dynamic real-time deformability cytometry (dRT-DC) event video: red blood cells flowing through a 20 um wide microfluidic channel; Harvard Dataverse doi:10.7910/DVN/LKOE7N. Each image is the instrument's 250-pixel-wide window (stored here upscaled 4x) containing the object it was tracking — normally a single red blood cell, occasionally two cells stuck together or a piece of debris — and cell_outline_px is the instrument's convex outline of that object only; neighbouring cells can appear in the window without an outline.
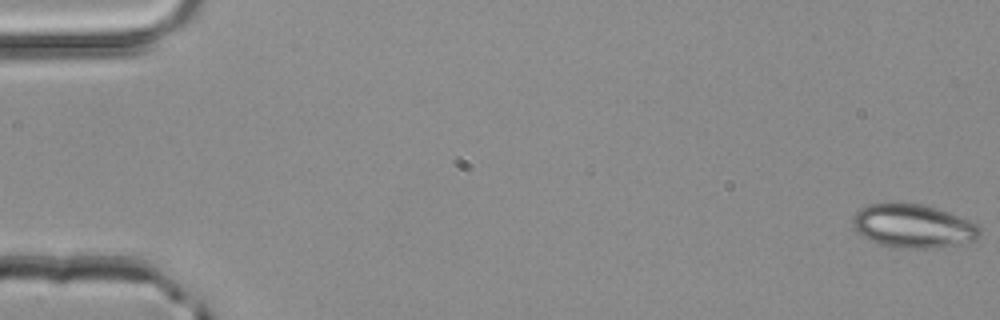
{"species": "common noctule bat (a hibernating species)", "species_latin": "Nyctalus noctula", "temperature_condition": "room temperature", "stored_images_in_passage": 5, "segment_of_instrument_passage": [1, 2], "camera_frame_rate_fps": 3000, "um_per_image_px": 0.085, "animal": {"sex": "male", "body_mass_g": 20.4}, "frame": {"image": 1, "passage_image": 1, "time_ms": 0.0, "image_size_px": [1000, 320], "cell_outline_px": [[980, 232], [976, 240], [964, 244], [936, 248], [888, 248], [856, 232], [852, 224], [852, 220], [856, 212], [860, 208], [868, 204], [892, 200], [896, 200], [920, 204], [936, 208], [948, 212], [968, 220], [976, 224], [980, 228]], "centroid_in_image_um": [77.58, 19.19], "position_along_channel_um": 7.4, "area_um2": 33.0}}